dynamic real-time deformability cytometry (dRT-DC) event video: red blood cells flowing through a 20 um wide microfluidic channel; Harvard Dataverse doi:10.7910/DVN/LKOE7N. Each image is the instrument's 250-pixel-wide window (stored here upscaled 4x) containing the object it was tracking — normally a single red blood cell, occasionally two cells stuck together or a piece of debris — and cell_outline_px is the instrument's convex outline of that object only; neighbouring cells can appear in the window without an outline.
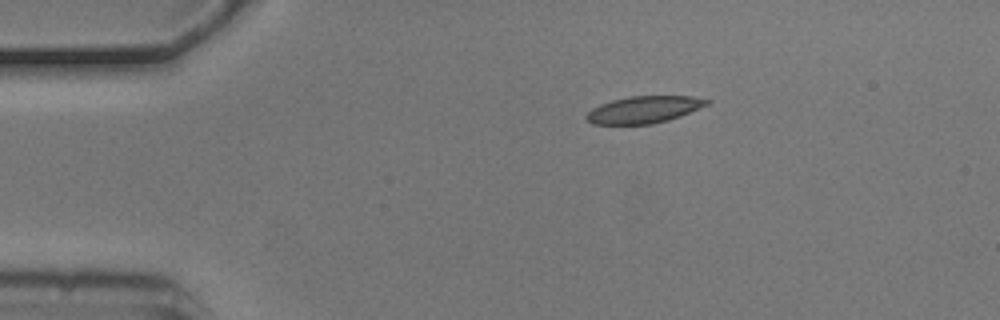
{"species": "common noctule bat (a hibernating species)", "species_latin": "Nyctalus noctula", "temperature_condition": "cold", "stored_images_in_passage": 6, "camera_frame_rate_fps": 3000, "um_per_image_px": 0.085, "animal": {"sex": "male", "body_mass_g": 20.5, "forearm_length_mm": 52.5}, "frame": {"image": 1, "passage_image": 1, "time_ms": 0.0, "image_size_px": [1000, 320], "cell_outline_px": [[712, 100], [708, 104], [680, 116], [668, 120], [652, 124], [592, 124], [584, 116], [592, 108], [600, 104], [612, 100], [628, 96], [692, 96]], "centroid_in_image_um": [54.72, 9.31], "position_along_channel_um": 30.3, "area_um2": 18.9}}
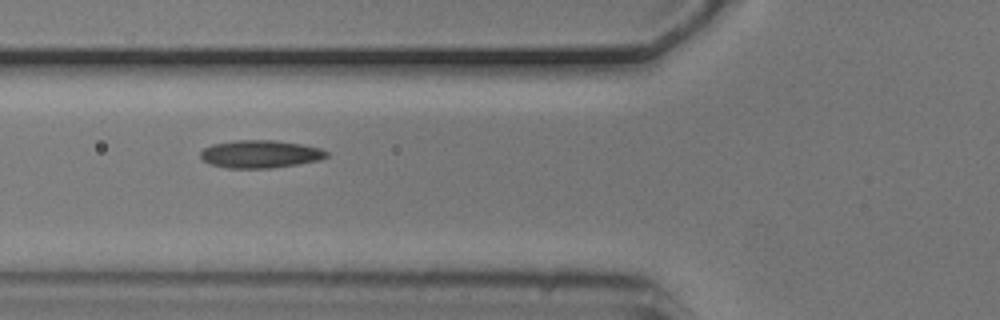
{"frame": {"image": 2, "passage_image": 4, "time_ms": 1.0, "image_size_px": [1000, 320], "cell_outline_px": [[328, 156], [320, 160], [272, 168], [228, 168], [208, 164], [200, 156], [200, 152], [204, 148], [212, 144], [232, 140], [276, 140], [300, 144], [320, 148], [328, 152]], "centroid_in_image_um": [22.1, 13.09], "position_along_channel_um": 103.7, "area_um2": 20.46}}
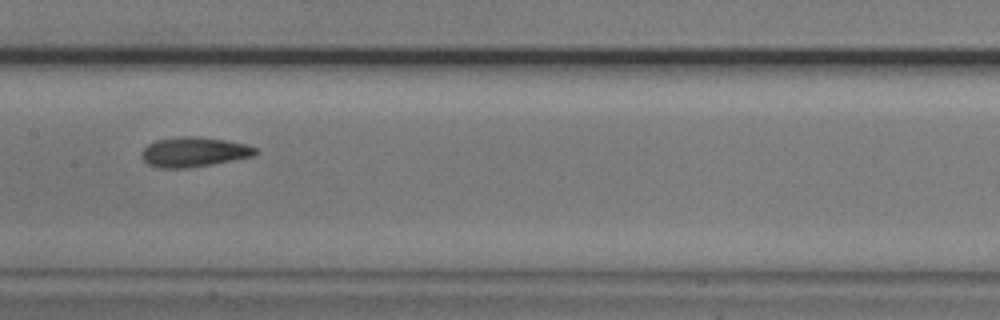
{"frame": {"image": 3, "passage_image": 6, "time_ms": 1.667, "image_size_px": [1000, 320], "cell_outline_px": [[260, 152], [252, 156], [212, 164], [188, 168], [156, 168], [148, 164], [140, 156], [140, 152], [148, 144], [156, 140], [180, 136], [200, 136], [224, 140], [244, 144], [256, 148]], "centroid_in_image_um": [16.44, 12.92], "position_along_channel_um": 191.0, "area_um2": 19.83}}